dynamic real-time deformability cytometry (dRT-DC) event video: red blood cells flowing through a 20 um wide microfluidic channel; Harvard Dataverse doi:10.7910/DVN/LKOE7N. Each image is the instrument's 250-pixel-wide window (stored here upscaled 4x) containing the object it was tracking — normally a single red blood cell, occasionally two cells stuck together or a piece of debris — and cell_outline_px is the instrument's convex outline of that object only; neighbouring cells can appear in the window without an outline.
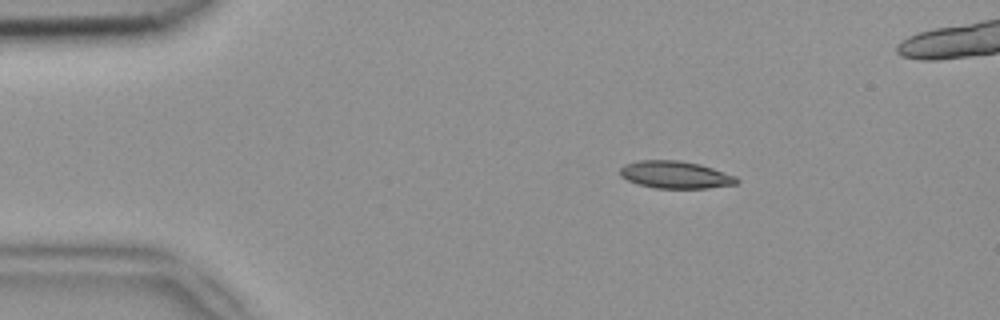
{"species": "common noctule bat (a hibernating species)", "species_latin": "Nyctalus noctula", "temperature_condition": "room temperature", "stored_images_in_passage": 45, "camera_frame_rate_fps": 3000, "um_per_image_px": 0.085, "animal": {"sex": "female", "body_mass_g": 18.4}, "frame": {"image": 1, "passage_image": 1, "time_ms": 0.0, "image_size_px": [1000, 320], "cell_outline_px": [[740, 180], [736, 184], [708, 188], [656, 188], [640, 184], [628, 180], [620, 176], [620, 168], [624, 164], [640, 160], [680, 160], [700, 164], [736, 176]], "centroid_in_image_um": [57.41, 14.85], "position_along_channel_um": 27.6, "area_um2": 18.55}}
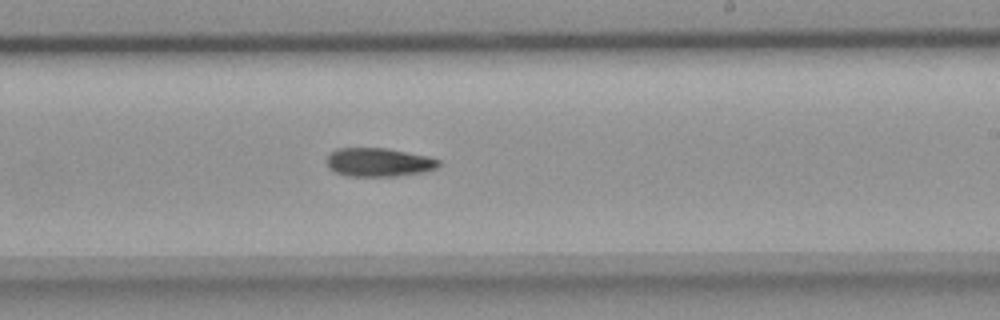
{"frame": {"image": 2, "passage_image": 23, "time_ms": 7.333, "image_size_px": [1000, 320], "cell_outline_px": [[440, 164], [436, 168], [424, 172], [396, 176], [348, 176], [336, 172], [328, 168], [324, 160], [336, 148], [388, 148], [428, 156], [440, 160]], "centroid_in_image_um": [32.17, 13.79], "position_along_channel_um": 256.8, "area_um2": 18.84}}
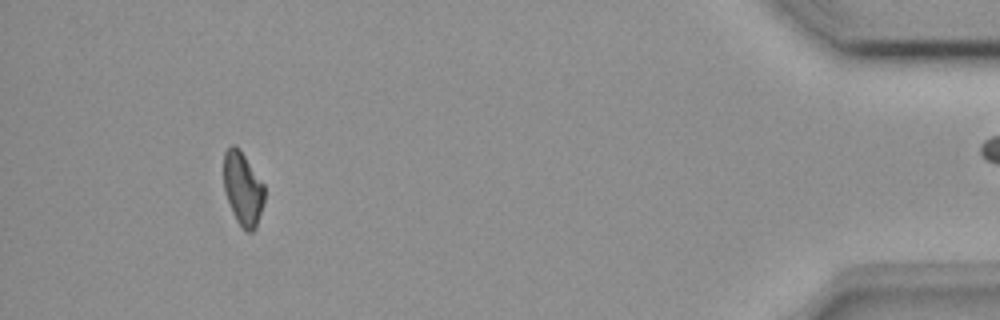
{"frame": {"image": 3, "passage_image": 40, "time_ms": 13.0, "image_size_px": [1000, 320], "cell_outline_px": [[264, 200], [256, 228], [252, 232], [248, 232], [236, 220], [232, 212], [224, 192], [224, 152], [232, 144], [240, 148], [264, 184]], "centroid_in_image_um": [20.64, 16.02], "position_along_channel_um": 414.6, "area_um2": 17.46}}